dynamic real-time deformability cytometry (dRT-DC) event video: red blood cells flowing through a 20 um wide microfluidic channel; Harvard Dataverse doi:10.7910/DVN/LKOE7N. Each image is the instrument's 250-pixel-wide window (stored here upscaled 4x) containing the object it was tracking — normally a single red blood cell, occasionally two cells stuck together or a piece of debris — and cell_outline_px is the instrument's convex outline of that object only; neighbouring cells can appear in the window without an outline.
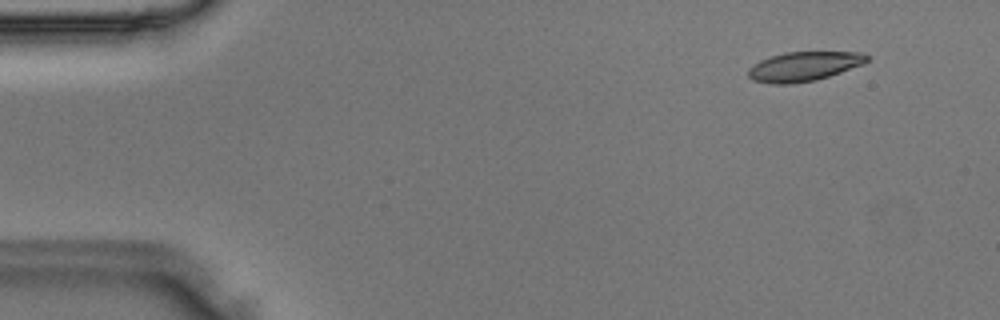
{"species": "Egyptian fruit bat (a non-hibernating species)", "species_latin": "Rousettus aegyptiacus", "temperature_condition": "room temperature", "stored_images_in_passage": 48, "camera_frame_rate_fps": 3000, "um_per_image_px": 0.085, "animal": {"sex": "male"}, "frame": {"image": 1, "passage_image": 5, "time_ms": 1.333, "image_size_px": [1000, 320], "cell_outline_px": [[868, 60], [864, 64], [816, 80], [792, 84], [768, 84], [752, 80], [748, 76], [748, 68], [760, 60], [784, 52], [864, 52], [868, 56]], "centroid_in_image_um": [68.31, 5.65], "position_along_channel_um": 16.7, "area_um2": 20.4}}
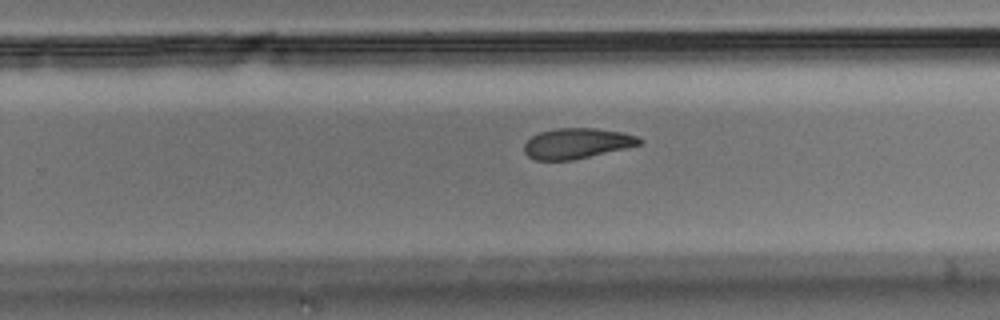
{"frame": {"image": 2, "passage_image": 31, "time_ms": 10.0, "image_size_px": [1000, 320], "cell_outline_px": [[644, 140], [640, 144], [624, 148], [572, 160], [536, 160], [528, 156], [524, 152], [524, 144], [532, 136], [540, 132], [556, 128], [596, 128], [620, 132], [636, 136]], "centroid_in_image_um": [49.0, 12.18], "position_along_channel_um": 280.8, "area_um2": 20.17}}
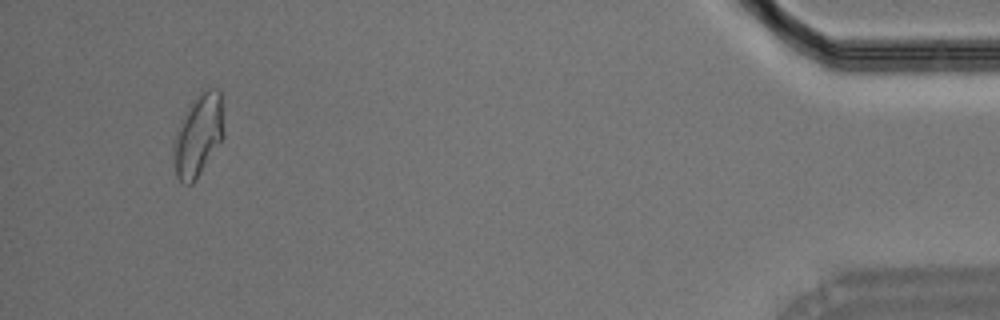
{"frame": {"image": 3, "passage_image": 46, "time_ms": 15.0, "image_size_px": [1000, 320], "cell_outline_px": [[224, 136], [196, 180], [192, 184], [188, 184], [180, 180], [176, 176], [172, 148], [172, 140], [184, 112], [188, 104], [200, 88], [216, 88], [220, 92], [224, 132]], "centroid_in_image_um": [16.82, 11.43], "position_along_channel_um": 418.4, "area_um2": 24.51}}